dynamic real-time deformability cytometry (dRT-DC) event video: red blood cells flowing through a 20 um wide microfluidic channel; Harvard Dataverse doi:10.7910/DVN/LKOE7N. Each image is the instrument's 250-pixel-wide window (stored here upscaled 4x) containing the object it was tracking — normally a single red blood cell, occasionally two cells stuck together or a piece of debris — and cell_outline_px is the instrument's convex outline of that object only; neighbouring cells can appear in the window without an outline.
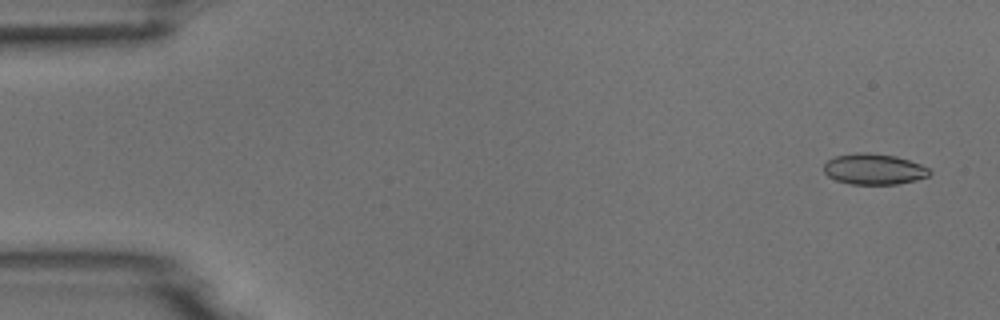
{"species": "common noctule bat (a hibernating species)", "species_latin": "Nyctalus noctula", "temperature_condition": "room temperature", "stored_images_in_passage": 53, "camera_frame_rate_fps": 3000, "um_per_image_px": 0.085, "animal": {"sex": "male", "body_mass_g": 18.8}, "frame": {"image": 1, "passage_image": 3, "time_ms": 0.667, "image_size_px": [1000, 320], "cell_outline_px": [[932, 172], [928, 176], [916, 180], [896, 184], [852, 184], [836, 180], [828, 176], [824, 172], [824, 164], [828, 160], [836, 156], [860, 152], [868, 152], [896, 156], [920, 164], [928, 168]], "centroid_in_image_um": [74.28, 14.37], "position_along_channel_um": 10.7, "area_um2": 18.9}}
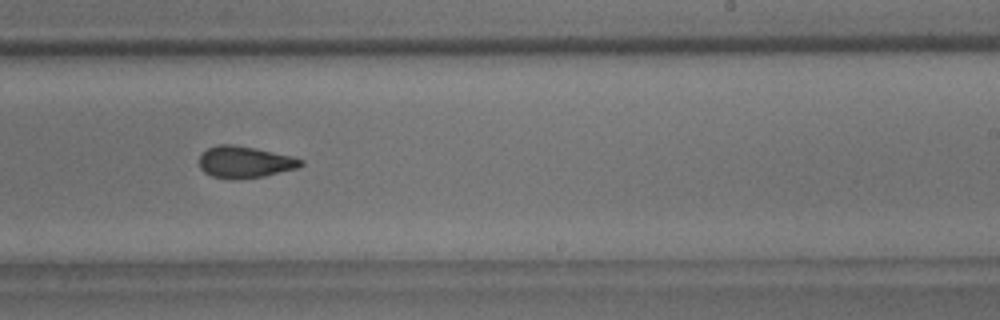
{"frame": {"image": 2, "passage_image": 33, "time_ms": 10.667, "image_size_px": [1000, 320], "cell_outline_px": [[304, 164], [300, 168], [264, 176], [236, 180], [212, 176], [204, 172], [200, 168], [200, 156], [208, 148], [216, 144], [232, 144], [256, 148], [292, 156], [304, 160]], "centroid_in_image_um": [20.84, 13.78], "position_along_channel_um": 268.2, "area_um2": 18.96}}
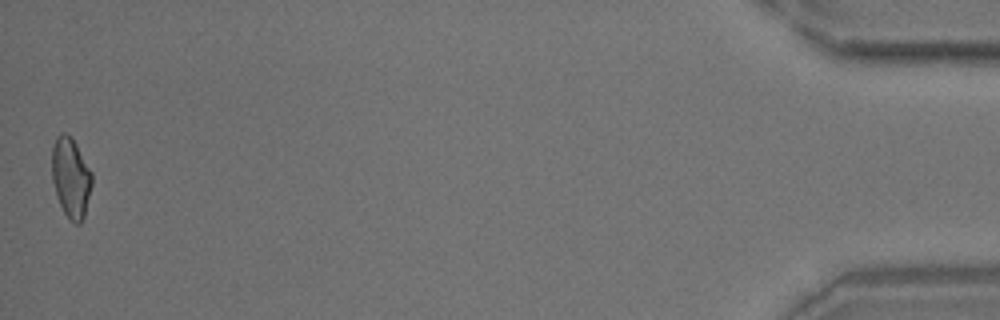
{"frame": {"image": 3, "passage_image": 53, "time_ms": 17.333, "image_size_px": [1000, 320], "cell_outline_px": [[92, 184], [84, 216], [80, 224], [76, 224], [64, 212], [56, 196], [52, 180], [52, 148], [56, 136], [60, 132], [64, 132], [72, 136], [92, 172]], "centroid_in_image_um": [6.01, 15.05], "position_along_channel_um": 429.2, "area_um2": 18.73}}